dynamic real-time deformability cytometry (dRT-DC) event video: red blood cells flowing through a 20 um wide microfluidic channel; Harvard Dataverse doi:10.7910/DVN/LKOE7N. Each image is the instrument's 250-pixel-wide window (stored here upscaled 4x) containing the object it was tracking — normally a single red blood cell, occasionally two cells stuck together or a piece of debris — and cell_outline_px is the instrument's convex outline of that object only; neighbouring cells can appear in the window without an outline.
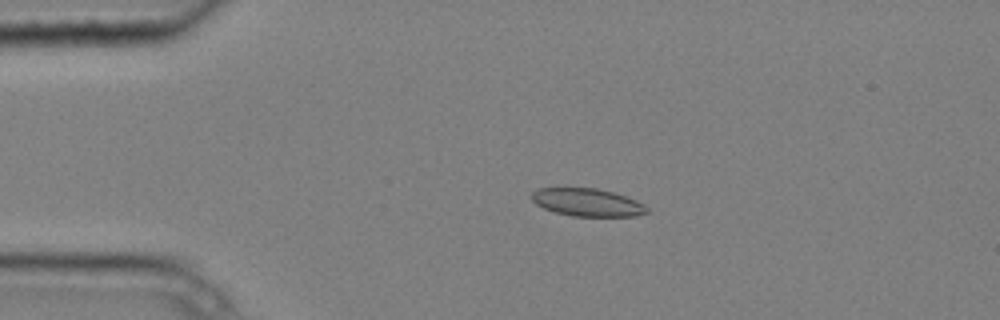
{"species": "common noctule bat (a hibernating species)", "species_latin": "Nyctalus noctula", "temperature_condition": "cold", "stored_images_in_passage": 4, "camera_frame_rate_fps": 3000, "um_per_image_px": 0.085, "animal": {"sex": "male", "body_mass_g": 20.4}, "frame": {"image": 1, "passage_image": 3, "time_ms": 0.667, "image_size_px": [1000, 320], "cell_outline_px": [[648, 212], [636, 216], [572, 216], [556, 212], [544, 208], [536, 204], [532, 200], [532, 192], [540, 188], [596, 188], [612, 192], [636, 200], [644, 204], [648, 208]], "centroid_in_image_um": [49.93, 17.2], "position_along_channel_um": 35.1, "area_um2": 18.5}}
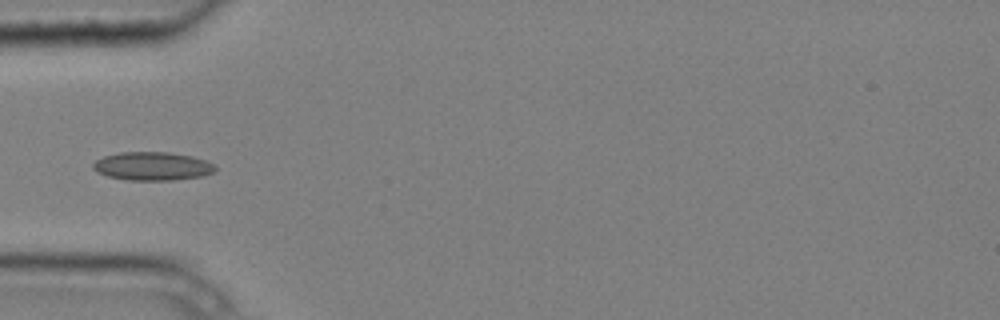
{"frame": {"image": 2, "passage_image": 4, "time_ms": 1.0, "image_size_px": [1000, 320], "cell_outline_px": [[216, 172], [204, 176], [172, 180], [128, 180], [108, 176], [96, 172], [92, 168], [92, 164], [96, 160], [104, 156], [120, 152], [168, 152], [192, 156], [204, 160], [212, 164], [216, 168]], "centroid_in_image_um": [12.95, 14.13], "position_along_channel_um": 72.1, "area_um2": 20.29}}